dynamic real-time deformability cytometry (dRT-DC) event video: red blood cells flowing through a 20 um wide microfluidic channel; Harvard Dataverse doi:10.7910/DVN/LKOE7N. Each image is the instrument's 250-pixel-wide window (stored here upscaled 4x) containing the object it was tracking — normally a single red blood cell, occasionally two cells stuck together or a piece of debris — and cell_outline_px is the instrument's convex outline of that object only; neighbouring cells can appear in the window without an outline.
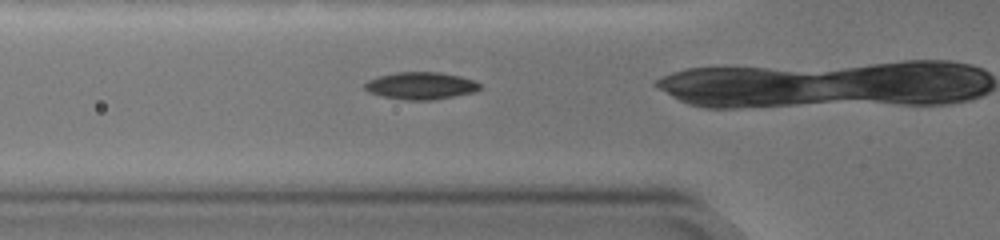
{"species": "common noctule bat (a hibernating species)", "species_latin": "Nyctalus noctula", "temperature_condition": "warm", "stored_images_in_passage": 32, "camera_frame_rate_fps": 3000, "um_per_image_px": 0.085, "animal": {"sex": "female", "body_mass_g": 19.0, "forearm_length_mm": 51.5}, "frame": {"image": 1, "passage_image": 18, "time_ms": 5.667, "image_size_px": [1000, 240], "cell_outline_px": [[480, 88], [472, 92], [432, 100], [404, 100], [384, 96], [372, 92], [364, 88], [364, 84], [368, 80], [380, 76], [400, 72], [436, 72], [460, 76], [472, 80], [480, 84]], "centroid_in_image_um": [35.76, 7.28], "position_along_channel_um": 90.0, "area_um2": 17.8}}